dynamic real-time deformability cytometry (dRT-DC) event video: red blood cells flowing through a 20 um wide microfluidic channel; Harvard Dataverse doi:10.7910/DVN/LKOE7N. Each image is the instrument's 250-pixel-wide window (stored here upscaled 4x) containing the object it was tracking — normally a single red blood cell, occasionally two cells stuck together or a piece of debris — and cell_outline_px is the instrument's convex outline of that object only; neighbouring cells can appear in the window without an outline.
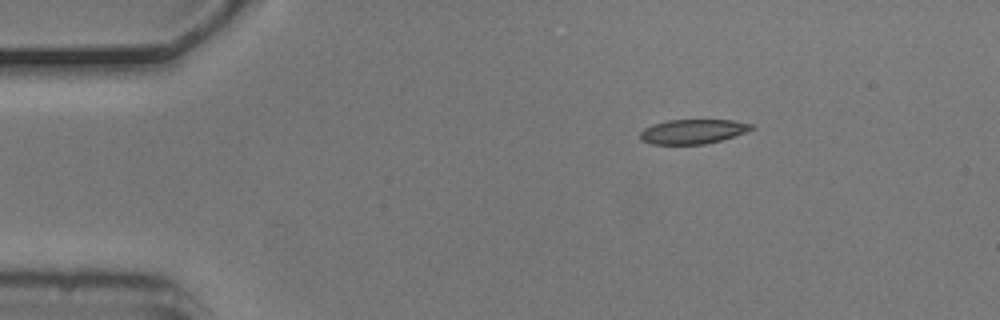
{"species": "common noctule bat (a hibernating species)", "species_latin": "Nyctalus noctula", "temperature_condition": "cold", "stored_images_in_passage": 3, "camera_frame_rate_fps": 3000, "um_per_image_px": 0.085, "animal": {"sex": "male", "body_mass_g": 20.5, "forearm_length_mm": 52.5}, "frame": {"image": 1, "passage_image": 1, "time_ms": 0.0, "image_size_px": [1000, 320], "cell_outline_px": [[756, 128], [720, 140], [704, 144], [652, 144], [640, 140], [640, 132], [644, 128], [652, 124], [668, 120], [732, 120], [756, 124]], "centroid_in_image_um": [58.89, 11.17], "position_along_channel_um": 26.1, "area_um2": 15.9}}